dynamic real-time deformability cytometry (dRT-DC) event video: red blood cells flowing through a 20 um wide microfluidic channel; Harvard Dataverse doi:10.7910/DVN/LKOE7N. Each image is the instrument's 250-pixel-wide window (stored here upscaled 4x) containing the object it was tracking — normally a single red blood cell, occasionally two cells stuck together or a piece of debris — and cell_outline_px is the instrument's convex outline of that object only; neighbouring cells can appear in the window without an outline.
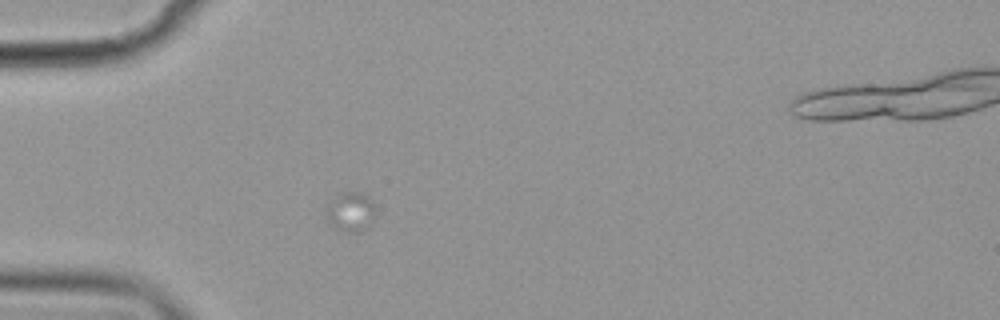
{"species": "common noctule bat (a hibernating species)", "species_latin": "Nyctalus noctula", "temperature_condition": "cold", "stored_images_in_passage": 33, "camera_frame_rate_fps": 3000, "um_per_image_px": 0.085, "animal": {"sex": "female", "body_mass_g": 19.9}, "frame": {"image": 1, "passage_image": 10, "time_ms": 3.0, "image_size_px": [1000, 320], "cell_outline_px": [[372, 220], [368, 228], [360, 232], [344, 232], [328, 224], [328, 208], [336, 196], [340, 192], [360, 192], [368, 196], [372, 204]], "centroid_in_image_um": [29.8, 18.03], "position_along_channel_um": 55.2, "area_um2": 10.92}}
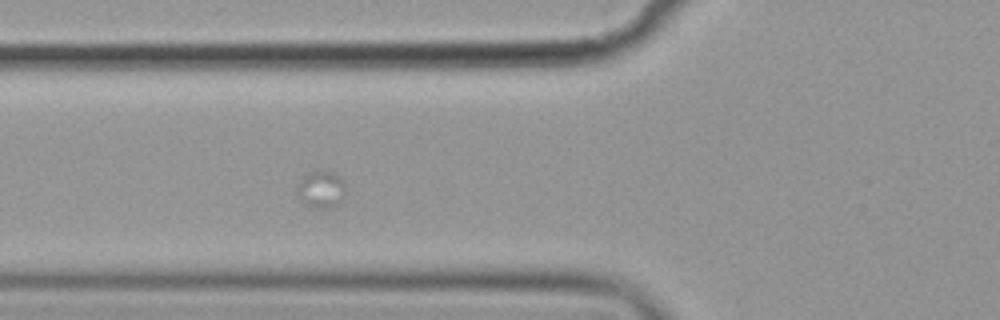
{"frame": {"image": 2, "passage_image": 15, "time_ms": 4.667, "image_size_px": [1000, 320], "cell_outline_px": [[344, 196], [340, 204], [332, 208], [316, 208], [304, 204], [296, 196], [296, 184], [308, 172], [332, 172], [344, 180]], "centroid_in_image_um": [27.26, 16.14], "position_along_channel_um": 98.5, "area_um2": 10.64}}
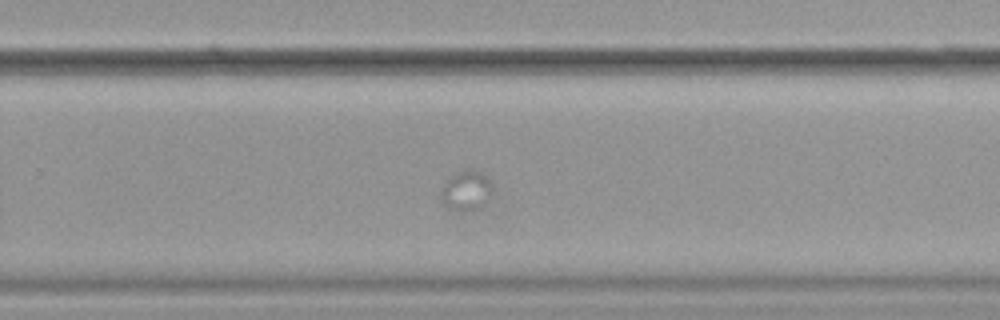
{"frame": {"image": 3, "passage_image": 33, "time_ms": 10.667, "image_size_px": [1000, 320], "cell_outline_px": [[488, 196], [476, 208], [452, 208], [440, 200], [440, 188], [452, 176], [460, 172], [476, 172], [484, 176], [488, 180]], "centroid_in_image_um": [39.51, 16.19], "position_along_channel_um": 290.3, "area_um2": 10.35}}